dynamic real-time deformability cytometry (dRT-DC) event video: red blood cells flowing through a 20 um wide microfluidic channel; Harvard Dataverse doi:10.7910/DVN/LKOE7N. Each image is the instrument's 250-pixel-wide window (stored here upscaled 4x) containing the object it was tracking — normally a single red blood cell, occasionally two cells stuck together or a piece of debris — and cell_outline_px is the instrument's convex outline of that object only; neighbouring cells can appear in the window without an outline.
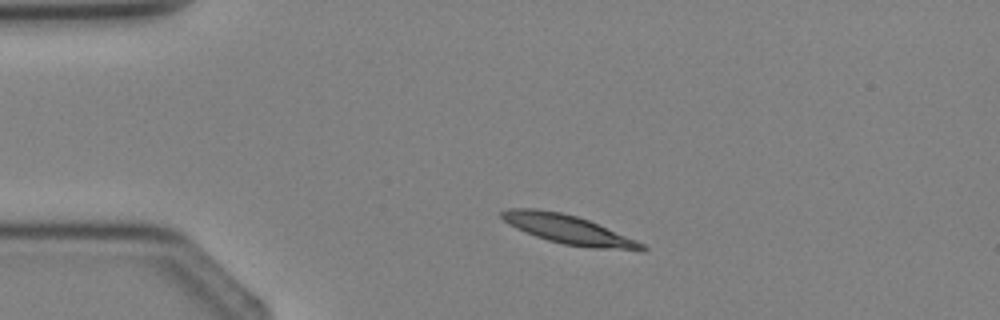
{"species": "Egyptian fruit bat (a non-hibernating species)", "species_latin": "Rousettus aegyptiacus", "temperature_condition": "cold", "stored_images_in_passage": 2, "camera_frame_rate_fps": 3000, "um_per_image_px": 0.085, "animal": {"sex": "female"}, "frame": {"image": 1, "passage_image": 1, "time_ms": 0.0, "image_size_px": [1000, 320], "cell_outline_px": [[648, 248], [644, 252], [592, 248], [564, 244], [548, 240], [536, 236], [516, 228], [508, 224], [500, 216], [500, 212], [508, 208], [536, 208], [560, 212], [576, 216], [588, 220], [636, 240], [644, 244]], "centroid_in_image_um": [48.35, 19.52], "position_along_channel_um": 36.7, "area_um2": 23.7}}